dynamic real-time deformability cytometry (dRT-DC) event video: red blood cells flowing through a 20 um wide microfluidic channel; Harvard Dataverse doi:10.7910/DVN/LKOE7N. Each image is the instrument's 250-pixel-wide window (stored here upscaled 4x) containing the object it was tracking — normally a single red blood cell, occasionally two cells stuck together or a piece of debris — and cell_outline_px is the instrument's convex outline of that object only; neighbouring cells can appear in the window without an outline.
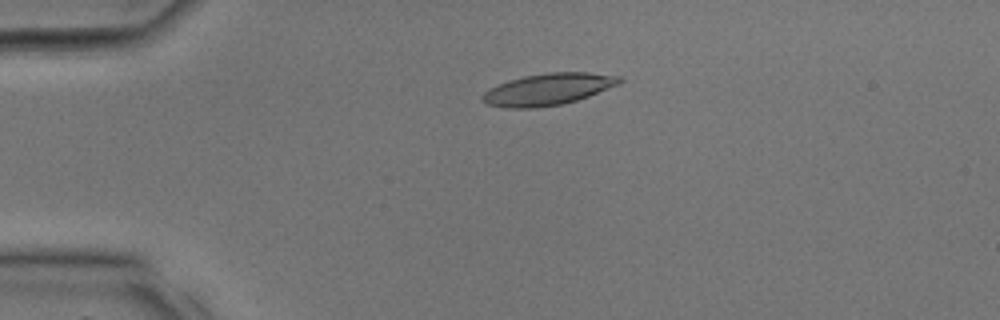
{"species": "common noctule bat (a hibernating species)", "species_latin": "Nyctalus noctula", "temperature_condition": "room temperature", "stored_images_in_passage": 25, "camera_frame_rate_fps": 3000, "um_per_image_px": 0.085, "animal": {"sex": "male", "body_mass_g": 17.9, "forearm_length_mm": 54.2}, "frame": {"image": 1, "passage_image": 1, "time_ms": 0.0, "image_size_px": [1000, 320], "cell_outline_px": [[624, 80], [620, 84], [588, 96], [564, 104], [536, 108], [504, 108], [488, 104], [480, 100], [480, 96], [484, 92], [500, 84], [524, 76], [548, 72], [588, 72], [620, 76]], "centroid_in_image_um": [46.61, 7.59], "position_along_channel_um": 38.4, "area_um2": 25.32}}
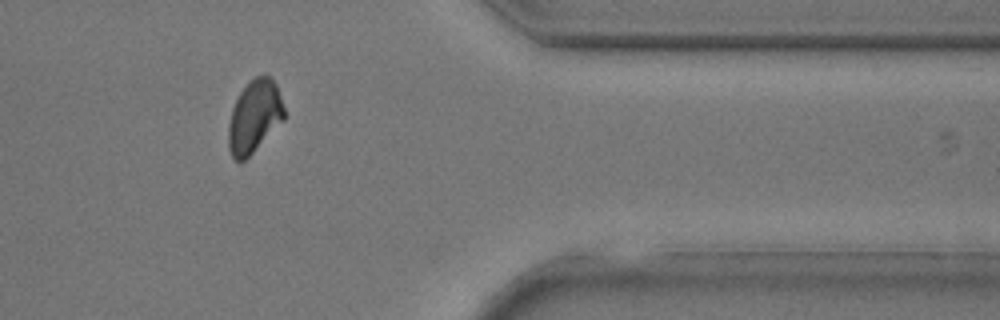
{"frame": {"image": 2, "passage_image": 20, "time_ms": 6.333, "image_size_px": [1000, 320], "cell_outline_px": [[284, 120], [244, 160], [236, 160], [232, 156], [228, 148], [228, 124], [232, 108], [240, 92], [256, 76], [268, 76], [276, 84], [284, 108]], "centroid_in_image_um": [21.61, 9.91], "position_along_channel_um": 389.8, "area_um2": 23.06}}
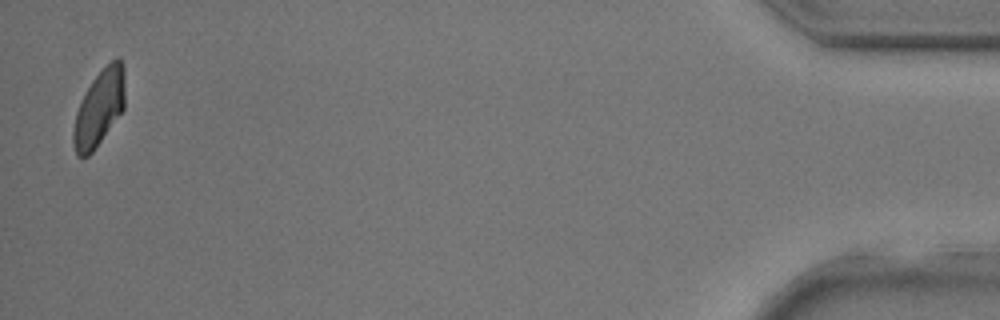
{"frame": {"image": 3, "passage_image": 25, "time_ms": 8.0, "image_size_px": [1000, 320], "cell_outline_px": [[124, 108], [92, 152], [88, 156], [76, 156], [72, 144], [72, 132], [76, 112], [92, 80], [116, 56], [120, 56], [124, 64]], "centroid_in_image_um": [8.43, 9.18], "position_along_channel_um": 426.8, "area_um2": 22.6}}